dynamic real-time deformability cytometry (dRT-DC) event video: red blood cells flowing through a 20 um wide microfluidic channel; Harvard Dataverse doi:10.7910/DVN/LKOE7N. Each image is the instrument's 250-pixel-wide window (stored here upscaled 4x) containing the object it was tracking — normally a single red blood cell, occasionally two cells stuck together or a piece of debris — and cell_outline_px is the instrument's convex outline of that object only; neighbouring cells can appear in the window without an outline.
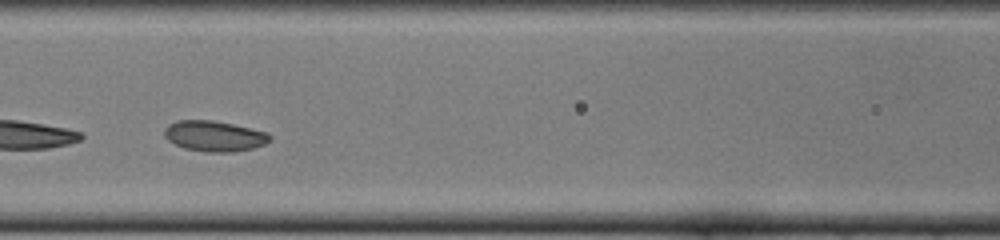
{"species": "common noctule bat (a hibernating species)", "species_latin": "Nyctalus noctula", "temperature_condition": "cold", "stored_images_in_passage": 18, "camera_frame_rate_fps": 3000, "um_per_image_px": 0.085, "animal": {"sex": "female", "body_mass_g": 22.0, "forearm_length_mm": 56.7}, "frame": {"image": 1, "passage_image": 13, "time_ms": 4.0, "image_size_px": [1000, 240], "cell_outline_px": [[272, 140], [264, 144], [252, 148], [232, 152], [204, 152], [184, 148], [168, 140], [164, 136], [164, 128], [168, 124], [176, 120], [212, 120], [232, 124], [268, 132], [272, 136]], "centroid_in_image_um": [18.21, 11.56], "position_along_channel_um": 148.4, "area_um2": 18.9}}
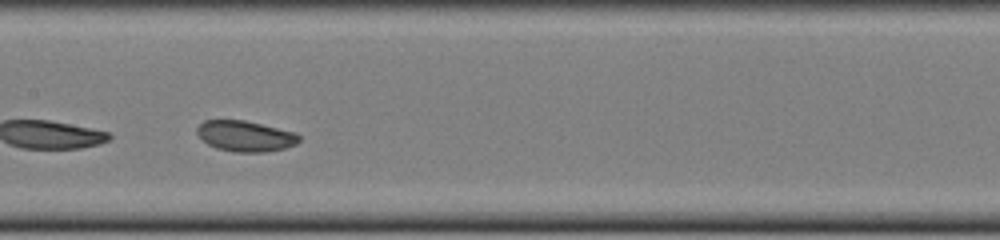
{"frame": {"image": 2, "passage_image": 16, "time_ms": 5.0, "image_size_px": [1000, 240], "cell_outline_px": [[300, 140], [296, 144], [284, 148], [264, 152], [232, 152], [216, 148], [208, 144], [196, 132], [196, 128], [204, 120], [244, 120], [292, 132], [300, 136]], "centroid_in_image_um": [20.82, 11.57], "position_along_channel_um": 186.6, "area_um2": 18.03}}